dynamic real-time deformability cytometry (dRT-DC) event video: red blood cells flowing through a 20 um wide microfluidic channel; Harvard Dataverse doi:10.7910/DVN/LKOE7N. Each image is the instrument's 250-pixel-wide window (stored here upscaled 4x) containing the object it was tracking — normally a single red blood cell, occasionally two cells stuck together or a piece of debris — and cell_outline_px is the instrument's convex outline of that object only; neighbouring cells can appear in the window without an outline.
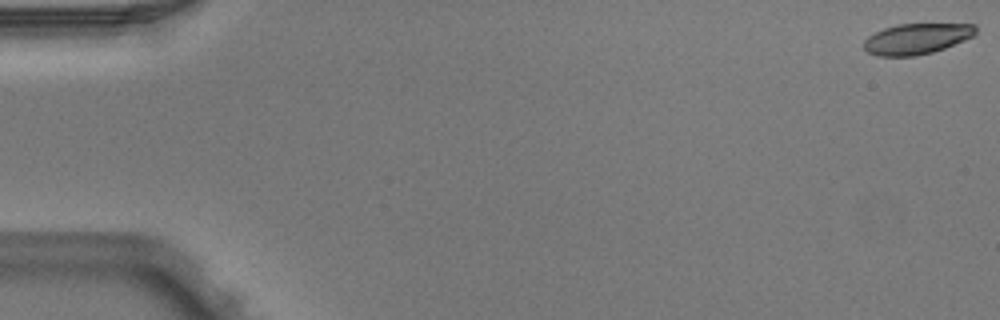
{"species": "Egyptian fruit bat (a non-hibernating species)", "species_latin": "Rousettus aegyptiacus", "temperature_condition": "warm", "stored_images_in_passage": 3, "camera_frame_rate_fps": 3000, "um_per_image_px": 0.085, "animal": {"sex": "male"}, "frame": {"image": 1, "passage_image": 1, "time_ms": 0.0, "image_size_px": [1000, 320], "cell_outline_px": [[976, 32], [972, 36], [964, 40], [944, 48], [932, 52], [916, 56], [876, 56], [868, 52], [864, 48], [864, 40], [868, 36], [884, 28], [900, 24], [976, 24]], "centroid_in_image_um": [77.9, 3.3], "position_along_channel_um": 7.1, "area_um2": 19.88}}